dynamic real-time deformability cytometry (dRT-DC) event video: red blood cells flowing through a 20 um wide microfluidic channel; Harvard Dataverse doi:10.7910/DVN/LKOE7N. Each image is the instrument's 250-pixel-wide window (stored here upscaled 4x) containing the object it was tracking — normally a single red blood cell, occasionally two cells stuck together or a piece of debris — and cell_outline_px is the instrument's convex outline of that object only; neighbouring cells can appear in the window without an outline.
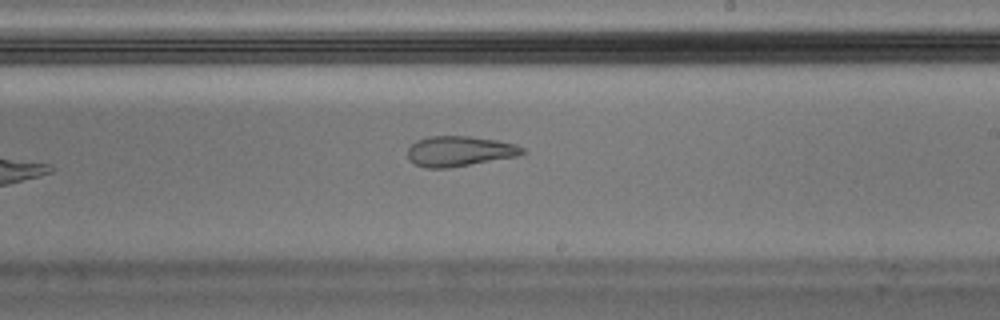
{"species": "Egyptian fruit bat (a non-hibernating species)", "species_latin": "Rousettus aegyptiacus", "temperature_condition": "warm", "stored_images_in_passage": 7, "camera_frame_rate_fps": 3000, "um_per_image_px": 0.085, "animal": {"sex": "male"}, "frame": {"image": 1, "passage_image": 7, "time_ms": 2.0, "image_size_px": [1000, 320], "cell_outline_px": [[524, 152], [516, 156], [448, 168], [424, 168], [408, 160], [408, 148], [416, 140], [428, 136], [472, 136], [496, 140], [516, 144], [524, 148]], "centroid_in_image_um": [39.01, 12.84], "position_along_channel_um": 250.0, "area_um2": 20.17}}